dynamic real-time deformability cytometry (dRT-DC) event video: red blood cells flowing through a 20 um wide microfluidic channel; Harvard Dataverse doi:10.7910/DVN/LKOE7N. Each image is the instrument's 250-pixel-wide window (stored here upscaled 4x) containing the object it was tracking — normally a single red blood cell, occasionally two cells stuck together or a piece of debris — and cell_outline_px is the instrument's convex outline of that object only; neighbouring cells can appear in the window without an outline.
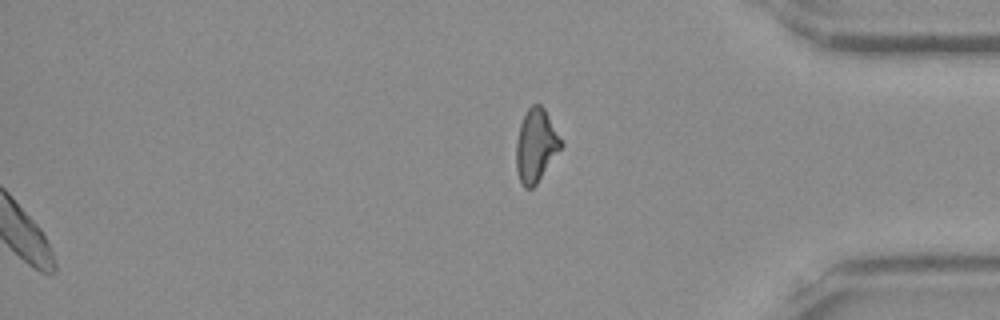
{"species": "Egyptian fruit bat (a non-hibernating species)", "species_latin": "Rousettus aegyptiacus", "temperature_condition": "room temperature", "stored_images_in_passage": 49, "segment_of_instrument_passage": [2, 2], "camera_frame_rate_fps": 3000, "um_per_image_px": 0.085, "frame": {"image": 1, "passage_image": 49, "time_ms": 16.0, "image_size_px": [1000, 320], "cell_outline_px": [[564, 144], [536, 184], [532, 188], [524, 188], [520, 180], [516, 168], [516, 140], [520, 124], [528, 108], [532, 104], [540, 104], [544, 108]], "centroid_in_image_um": [45.54, 12.36], "position_along_channel_um": 389.7, "area_um2": 18.9}}